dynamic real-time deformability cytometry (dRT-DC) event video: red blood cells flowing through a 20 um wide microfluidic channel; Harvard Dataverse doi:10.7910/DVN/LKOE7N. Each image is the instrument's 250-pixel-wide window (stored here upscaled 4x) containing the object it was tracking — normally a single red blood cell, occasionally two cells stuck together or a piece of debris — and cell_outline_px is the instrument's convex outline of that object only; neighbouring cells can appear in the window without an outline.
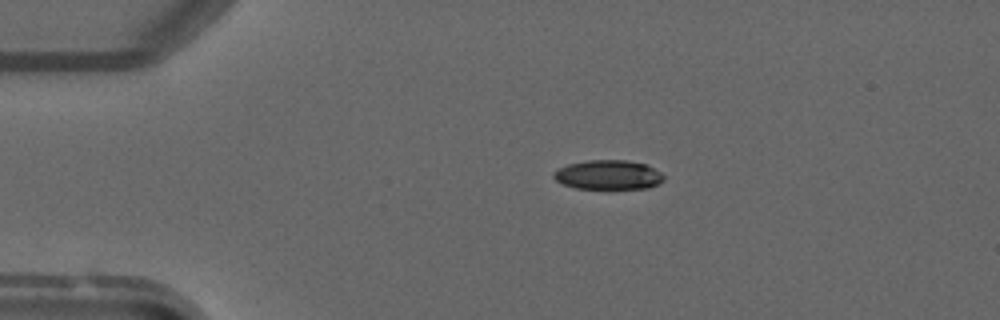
{"species": "common noctule bat (a hibernating species)", "species_latin": "Nyctalus noctula", "temperature_condition": "warm", "stored_images_in_passage": 3, "camera_frame_rate_fps": 3000, "um_per_image_px": 0.085, "animal": {"sex": "male", "forearm_length_mm": 52.5}, "frame": {"image": 1, "passage_image": 3, "time_ms": 2.333, "image_size_px": [1000, 320], "cell_outline_px": [[664, 180], [648, 188], [608, 192], [576, 188], [564, 184], [556, 180], [552, 176], [552, 172], [568, 164], [588, 160], [628, 160], [648, 164], [660, 172], [664, 176]], "centroid_in_image_um": [51.72, 14.91], "position_along_channel_um": 33.3, "area_um2": 19.83}}